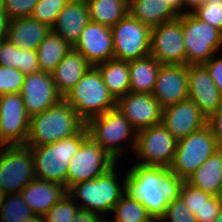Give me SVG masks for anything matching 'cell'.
I'll return each mask as SVG.
<instances>
[{
	"mask_svg": "<svg viewBox=\"0 0 222 222\" xmlns=\"http://www.w3.org/2000/svg\"><path fill=\"white\" fill-rule=\"evenodd\" d=\"M184 182L169 168L135 162L126 171L125 193L143 204L152 217L161 218L168 204L179 198Z\"/></svg>",
	"mask_w": 222,
	"mask_h": 222,
	"instance_id": "1",
	"label": "cell"
},
{
	"mask_svg": "<svg viewBox=\"0 0 222 222\" xmlns=\"http://www.w3.org/2000/svg\"><path fill=\"white\" fill-rule=\"evenodd\" d=\"M117 164L103 175L76 183L67 190L80 209L89 210L104 218L106 213L112 212L113 207L125 193L126 174H123V178L120 176L121 171L116 170L119 168Z\"/></svg>",
	"mask_w": 222,
	"mask_h": 222,
	"instance_id": "2",
	"label": "cell"
},
{
	"mask_svg": "<svg viewBox=\"0 0 222 222\" xmlns=\"http://www.w3.org/2000/svg\"><path fill=\"white\" fill-rule=\"evenodd\" d=\"M89 137L86 125L77 133L60 141L29 147L34 160L35 177L61 184L67 190V173L71 158Z\"/></svg>",
	"mask_w": 222,
	"mask_h": 222,
	"instance_id": "3",
	"label": "cell"
},
{
	"mask_svg": "<svg viewBox=\"0 0 222 222\" xmlns=\"http://www.w3.org/2000/svg\"><path fill=\"white\" fill-rule=\"evenodd\" d=\"M86 123L64 99L30 118L28 147H39L77 134Z\"/></svg>",
	"mask_w": 222,
	"mask_h": 222,
	"instance_id": "4",
	"label": "cell"
},
{
	"mask_svg": "<svg viewBox=\"0 0 222 222\" xmlns=\"http://www.w3.org/2000/svg\"><path fill=\"white\" fill-rule=\"evenodd\" d=\"M63 99L85 123L116 108V99L107 89L96 66H91Z\"/></svg>",
	"mask_w": 222,
	"mask_h": 222,
	"instance_id": "5",
	"label": "cell"
},
{
	"mask_svg": "<svg viewBox=\"0 0 222 222\" xmlns=\"http://www.w3.org/2000/svg\"><path fill=\"white\" fill-rule=\"evenodd\" d=\"M86 127L89 136L116 162L123 158L122 155L128 154L125 153L128 147L134 152L137 131L116 108L91 118ZM122 142L124 144L128 142L125 144L127 146Z\"/></svg>",
	"mask_w": 222,
	"mask_h": 222,
	"instance_id": "6",
	"label": "cell"
},
{
	"mask_svg": "<svg viewBox=\"0 0 222 222\" xmlns=\"http://www.w3.org/2000/svg\"><path fill=\"white\" fill-rule=\"evenodd\" d=\"M186 65H204L222 51V32L197 19L192 13L181 15Z\"/></svg>",
	"mask_w": 222,
	"mask_h": 222,
	"instance_id": "7",
	"label": "cell"
},
{
	"mask_svg": "<svg viewBox=\"0 0 222 222\" xmlns=\"http://www.w3.org/2000/svg\"><path fill=\"white\" fill-rule=\"evenodd\" d=\"M220 149L208 125L177 142L176 152L169 169L186 180L212 154Z\"/></svg>",
	"mask_w": 222,
	"mask_h": 222,
	"instance_id": "8",
	"label": "cell"
},
{
	"mask_svg": "<svg viewBox=\"0 0 222 222\" xmlns=\"http://www.w3.org/2000/svg\"><path fill=\"white\" fill-rule=\"evenodd\" d=\"M32 151L27 145L0 146V191L20 193L35 179Z\"/></svg>",
	"mask_w": 222,
	"mask_h": 222,
	"instance_id": "9",
	"label": "cell"
},
{
	"mask_svg": "<svg viewBox=\"0 0 222 222\" xmlns=\"http://www.w3.org/2000/svg\"><path fill=\"white\" fill-rule=\"evenodd\" d=\"M177 142L162 123L138 131L134 149L136 164L169 168L174 159Z\"/></svg>",
	"mask_w": 222,
	"mask_h": 222,
	"instance_id": "10",
	"label": "cell"
},
{
	"mask_svg": "<svg viewBox=\"0 0 222 222\" xmlns=\"http://www.w3.org/2000/svg\"><path fill=\"white\" fill-rule=\"evenodd\" d=\"M114 59L132 61L150 55L151 28L129 13L113 27Z\"/></svg>",
	"mask_w": 222,
	"mask_h": 222,
	"instance_id": "11",
	"label": "cell"
},
{
	"mask_svg": "<svg viewBox=\"0 0 222 222\" xmlns=\"http://www.w3.org/2000/svg\"><path fill=\"white\" fill-rule=\"evenodd\" d=\"M117 162L90 136L71 158L67 173V190L76 183L103 175Z\"/></svg>",
	"mask_w": 222,
	"mask_h": 222,
	"instance_id": "12",
	"label": "cell"
},
{
	"mask_svg": "<svg viewBox=\"0 0 222 222\" xmlns=\"http://www.w3.org/2000/svg\"><path fill=\"white\" fill-rule=\"evenodd\" d=\"M150 55L160 64L186 65L181 15L151 28Z\"/></svg>",
	"mask_w": 222,
	"mask_h": 222,
	"instance_id": "13",
	"label": "cell"
},
{
	"mask_svg": "<svg viewBox=\"0 0 222 222\" xmlns=\"http://www.w3.org/2000/svg\"><path fill=\"white\" fill-rule=\"evenodd\" d=\"M30 117L20 93L0 95V146L25 145Z\"/></svg>",
	"mask_w": 222,
	"mask_h": 222,
	"instance_id": "14",
	"label": "cell"
},
{
	"mask_svg": "<svg viewBox=\"0 0 222 222\" xmlns=\"http://www.w3.org/2000/svg\"><path fill=\"white\" fill-rule=\"evenodd\" d=\"M20 94L30 118L58 104L63 99L56 89L52 75L43 71L27 74Z\"/></svg>",
	"mask_w": 222,
	"mask_h": 222,
	"instance_id": "15",
	"label": "cell"
},
{
	"mask_svg": "<svg viewBox=\"0 0 222 222\" xmlns=\"http://www.w3.org/2000/svg\"><path fill=\"white\" fill-rule=\"evenodd\" d=\"M116 109L137 132L162 122L163 108L153 94L129 92L116 99Z\"/></svg>",
	"mask_w": 222,
	"mask_h": 222,
	"instance_id": "16",
	"label": "cell"
},
{
	"mask_svg": "<svg viewBox=\"0 0 222 222\" xmlns=\"http://www.w3.org/2000/svg\"><path fill=\"white\" fill-rule=\"evenodd\" d=\"M161 123L179 141L206 126L207 118L188 98L163 108Z\"/></svg>",
	"mask_w": 222,
	"mask_h": 222,
	"instance_id": "17",
	"label": "cell"
},
{
	"mask_svg": "<svg viewBox=\"0 0 222 222\" xmlns=\"http://www.w3.org/2000/svg\"><path fill=\"white\" fill-rule=\"evenodd\" d=\"M73 49L92 66L114 59L111 27L89 21Z\"/></svg>",
	"mask_w": 222,
	"mask_h": 222,
	"instance_id": "18",
	"label": "cell"
},
{
	"mask_svg": "<svg viewBox=\"0 0 222 222\" xmlns=\"http://www.w3.org/2000/svg\"><path fill=\"white\" fill-rule=\"evenodd\" d=\"M152 94L162 108L188 99L187 65L162 64Z\"/></svg>",
	"mask_w": 222,
	"mask_h": 222,
	"instance_id": "19",
	"label": "cell"
},
{
	"mask_svg": "<svg viewBox=\"0 0 222 222\" xmlns=\"http://www.w3.org/2000/svg\"><path fill=\"white\" fill-rule=\"evenodd\" d=\"M187 73L188 98L208 119L222 105V96L204 65H189Z\"/></svg>",
	"mask_w": 222,
	"mask_h": 222,
	"instance_id": "20",
	"label": "cell"
},
{
	"mask_svg": "<svg viewBox=\"0 0 222 222\" xmlns=\"http://www.w3.org/2000/svg\"><path fill=\"white\" fill-rule=\"evenodd\" d=\"M89 21L86 0H69L51 29L73 47Z\"/></svg>",
	"mask_w": 222,
	"mask_h": 222,
	"instance_id": "21",
	"label": "cell"
},
{
	"mask_svg": "<svg viewBox=\"0 0 222 222\" xmlns=\"http://www.w3.org/2000/svg\"><path fill=\"white\" fill-rule=\"evenodd\" d=\"M20 193L36 215H44L67 190L61 184L35 178Z\"/></svg>",
	"mask_w": 222,
	"mask_h": 222,
	"instance_id": "22",
	"label": "cell"
},
{
	"mask_svg": "<svg viewBox=\"0 0 222 222\" xmlns=\"http://www.w3.org/2000/svg\"><path fill=\"white\" fill-rule=\"evenodd\" d=\"M92 65L73 48L51 73L58 93L64 98Z\"/></svg>",
	"mask_w": 222,
	"mask_h": 222,
	"instance_id": "23",
	"label": "cell"
},
{
	"mask_svg": "<svg viewBox=\"0 0 222 222\" xmlns=\"http://www.w3.org/2000/svg\"><path fill=\"white\" fill-rule=\"evenodd\" d=\"M52 29L31 17L10 20L6 39L19 48L35 50Z\"/></svg>",
	"mask_w": 222,
	"mask_h": 222,
	"instance_id": "24",
	"label": "cell"
},
{
	"mask_svg": "<svg viewBox=\"0 0 222 222\" xmlns=\"http://www.w3.org/2000/svg\"><path fill=\"white\" fill-rule=\"evenodd\" d=\"M186 181L213 196H222V148L212 154Z\"/></svg>",
	"mask_w": 222,
	"mask_h": 222,
	"instance_id": "25",
	"label": "cell"
},
{
	"mask_svg": "<svg viewBox=\"0 0 222 222\" xmlns=\"http://www.w3.org/2000/svg\"><path fill=\"white\" fill-rule=\"evenodd\" d=\"M128 13L150 28L179 16L164 0H132L129 2Z\"/></svg>",
	"mask_w": 222,
	"mask_h": 222,
	"instance_id": "26",
	"label": "cell"
},
{
	"mask_svg": "<svg viewBox=\"0 0 222 222\" xmlns=\"http://www.w3.org/2000/svg\"><path fill=\"white\" fill-rule=\"evenodd\" d=\"M161 65L151 55L129 61L130 92L152 94Z\"/></svg>",
	"mask_w": 222,
	"mask_h": 222,
	"instance_id": "27",
	"label": "cell"
},
{
	"mask_svg": "<svg viewBox=\"0 0 222 222\" xmlns=\"http://www.w3.org/2000/svg\"><path fill=\"white\" fill-rule=\"evenodd\" d=\"M109 92L115 99L130 92L129 62L111 59L96 65Z\"/></svg>",
	"mask_w": 222,
	"mask_h": 222,
	"instance_id": "28",
	"label": "cell"
},
{
	"mask_svg": "<svg viewBox=\"0 0 222 222\" xmlns=\"http://www.w3.org/2000/svg\"><path fill=\"white\" fill-rule=\"evenodd\" d=\"M72 48L51 30L36 49L40 71L51 74Z\"/></svg>",
	"mask_w": 222,
	"mask_h": 222,
	"instance_id": "29",
	"label": "cell"
},
{
	"mask_svg": "<svg viewBox=\"0 0 222 222\" xmlns=\"http://www.w3.org/2000/svg\"><path fill=\"white\" fill-rule=\"evenodd\" d=\"M90 21L113 27L128 14L127 0H86Z\"/></svg>",
	"mask_w": 222,
	"mask_h": 222,
	"instance_id": "30",
	"label": "cell"
},
{
	"mask_svg": "<svg viewBox=\"0 0 222 222\" xmlns=\"http://www.w3.org/2000/svg\"><path fill=\"white\" fill-rule=\"evenodd\" d=\"M35 213L23 200L21 193L3 196L0 204V222H25Z\"/></svg>",
	"mask_w": 222,
	"mask_h": 222,
	"instance_id": "31",
	"label": "cell"
},
{
	"mask_svg": "<svg viewBox=\"0 0 222 222\" xmlns=\"http://www.w3.org/2000/svg\"><path fill=\"white\" fill-rule=\"evenodd\" d=\"M113 222H146L152 218L147 209L139 201L124 193L112 212Z\"/></svg>",
	"mask_w": 222,
	"mask_h": 222,
	"instance_id": "32",
	"label": "cell"
},
{
	"mask_svg": "<svg viewBox=\"0 0 222 222\" xmlns=\"http://www.w3.org/2000/svg\"><path fill=\"white\" fill-rule=\"evenodd\" d=\"M68 2L69 0H39L30 17L52 28Z\"/></svg>",
	"mask_w": 222,
	"mask_h": 222,
	"instance_id": "33",
	"label": "cell"
},
{
	"mask_svg": "<svg viewBox=\"0 0 222 222\" xmlns=\"http://www.w3.org/2000/svg\"><path fill=\"white\" fill-rule=\"evenodd\" d=\"M80 207L73 198L65 193L45 214V222H71Z\"/></svg>",
	"mask_w": 222,
	"mask_h": 222,
	"instance_id": "34",
	"label": "cell"
},
{
	"mask_svg": "<svg viewBox=\"0 0 222 222\" xmlns=\"http://www.w3.org/2000/svg\"><path fill=\"white\" fill-rule=\"evenodd\" d=\"M197 19L219 29L222 32V0H205L191 12Z\"/></svg>",
	"mask_w": 222,
	"mask_h": 222,
	"instance_id": "35",
	"label": "cell"
},
{
	"mask_svg": "<svg viewBox=\"0 0 222 222\" xmlns=\"http://www.w3.org/2000/svg\"><path fill=\"white\" fill-rule=\"evenodd\" d=\"M25 76L16 68L0 65V95L20 93Z\"/></svg>",
	"mask_w": 222,
	"mask_h": 222,
	"instance_id": "36",
	"label": "cell"
},
{
	"mask_svg": "<svg viewBox=\"0 0 222 222\" xmlns=\"http://www.w3.org/2000/svg\"><path fill=\"white\" fill-rule=\"evenodd\" d=\"M213 195L190 185L186 180L180 190V198L187 208L194 214L206 204Z\"/></svg>",
	"mask_w": 222,
	"mask_h": 222,
	"instance_id": "37",
	"label": "cell"
},
{
	"mask_svg": "<svg viewBox=\"0 0 222 222\" xmlns=\"http://www.w3.org/2000/svg\"><path fill=\"white\" fill-rule=\"evenodd\" d=\"M161 222H197L195 215L187 208L185 203L179 197L171 201L160 218Z\"/></svg>",
	"mask_w": 222,
	"mask_h": 222,
	"instance_id": "38",
	"label": "cell"
},
{
	"mask_svg": "<svg viewBox=\"0 0 222 222\" xmlns=\"http://www.w3.org/2000/svg\"><path fill=\"white\" fill-rule=\"evenodd\" d=\"M16 69L25 75L40 71L37 52L17 46Z\"/></svg>",
	"mask_w": 222,
	"mask_h": 222,
	"instance_id": "39",
	"label": "cell"
},
{
	"mask_svg": "<svg viewBox=\"0 0 222 222\" xmlns=\"http://www.w3.org/2000/svg\"><path fill=\"white\" fill-rule=\"evenodd\" d=\"M39 0H4V12L10 19L30 17Z\"/></svg>",
	"mask_w": 222,
	"mask_h": 222,
	"instance_id": "40",
	"label": "cell"
},
{
	"mask_svg": "<svg viewBox=\"0 0 222 222\" xmlns=\"http://www.w3.org/2000/svg\"><path fill=\"white\" fill-rule=\"evenodd\" d=\"M222 208V196H212L206 204L194 213L197 222H214Z\"/></svg>",
	"mask_w": 222,
	"mask_h": 222,
	"instance_id": "41",
	"label": "cell"
},
{
	"mask_svg": "<svg viewBox=\"0 0 222 222\" xmlns=\"http://www.w3.org/2000/svg\"><path fill=\"white\" fill-rule=\"evenodd\" d=\"M219 53L221 54L222 52L218 51L212 58H210L204 64V66L209 71L211 78L215 82L216 87L218 88V91L222 96V56L219 57L220 56Z\"/></svg>",
	"mask_w": 222,
	"mask_h": 222,
	"instance_id": "42",
	"label": "cell"
},
{
	"mask_svg": "<svg viewBox=\"0 0 222 222\" xmlns=\"http://www.w3.org/2000/svg\"><path fill=\"white\" fill-rule=\"evenodd\" d=\"M17 46L4 38L0 47V65L16 68Z\"/></svg>",
	"mask_w": 222,
	"mask_h": 222,
	"instance_id": "43",
	"label": "cell"
},
{
	"mask_svg": "<svg viewBox=\"0 0 222 222\" xmlns=\"http://www.w3.org/2000/svg\"><path fill=\"white\" fill-rule=\"evenodd\" d=\"M207 125L222 148V105L207 119Z\"/></svg>",
	"mask_w": 222,
	"mask_h": 222,
	"instance_id": "44",
	"label": "cell"
},
{
	"mask_svg": "<svg viewBox=\"0 0 222 222\" xmlns=\"http://www.w3.org/2000/svg\"><path fill=\"white\" fill-rule=\"evenodd\" d=\"M104 217L85 209H79L71 222H102Z\"/></svg>",
	"mask_w": 222,
	"mask_h": 222,
	"instance_id": "45",
	"label": "cell"
},
{
	"mask_svg": "<svg viewBox=\"0 0 222 222\" xmlns=\"http://www.w3.org/2000/svg\"><path fill=\"white\" fill-rule=\"evenodd\" d=\"M10 20L4 11H0V38H6Z\"/></svg>",
	"mask_w": 222,
	"mask_h": 222,
	"instance_id": "46",
	"label": "cell"
},
{
	"mask_svg": "<svg viewBox=\"0 0 222 222\" xmlns=\"http://www.w3.org/2000/svg\"><path fill=\"white\" fill-rule=\"evenodd\" d=\"M204 2L205 0H183V14L193 12L196 8L201 6Z\"/></svg>",
	"mask_w": 222,
	"mask_h": 222,
	"instance_id": "47",
	"label": "cell"
},
{
	"mask_svg": "<svg viewBox=\"0 0 222 222\" xmlns=\"http://www.w3.org/2000/svg\"><path fill=\"white\" fill-rule=\"evenodd\" d=\"M178 14H183V0H164Z\"/></svg>",
	"mask_w": 222,
	"mask_h": 222,
	"instance_id": "48",
	"label": "cell"
},
{
	"mask_svg": "<svg viewBox=\"0 0 222 222\" xmlns=\"http://www.w3.org/2000/svg\"><path fill=\"white\" fill-rule=\"evenodd\" d=\"M25 222H45L44 215H34Z\"/></svg>",
	"mask_w": 222,
	"mask_h": 222,
	"instance_id": "49",
	"label": "cell"
},
{
	"mask_svg": "<svg viewBox=\"0 0 222 222\" xmlns=\"http://www.w3.org/2000/svg\"><path fill=\"white\" fill-rule=\"evenodd\" d=\"M214 222H222V208H221L219 215L214 220Z\"/></svg>",
	"mask_w": 222,
	"mask_h": 222,
	"instance_id": "50",
	"label": "cell"
},
{
	"mask_svg": "<svg viewBox=\"0 0 222 222\" xmlns=\"http://www.w3.org/2000/svg\"><path fill=\"white\" fill-rule=\"evenodd\" d=\"M146 222H161V219L160 218H157V217H152L151 219H149L148 221Z\"/></svg>",
	"mask_w": 222,
	"mask_h": 222,
	"instance_id": "51",
	"label": "cell"
},
{
	"mask_svg": "<svg viewBox=\"0 0 222 222\" xmlns=\"http://www.w3.org/2000/svg\"><path fill=\"white\" fill-rule=\"evenodd\" d=\"M0 11H4V0H0Z\"/></svg>",
	"mask_w": 222,
	"mask_h": 222,
	"instance_id": "52",
	"label": "cell"
},
{
	"mask_svg": "<svg viewBox=\"0 0 222 222\" xmlns=\"http://www.w3.org/2000/svg\"><path fill=\"white\" fill-rule=\"evenodd\" d=\"M3 194H2V192L0 191V204L2 203V200H3Z\"/></svg>",
	"mask_w": 222,
	"mask_h": 222,
	"instance_id": "53",
	"label": "cell"
},
{
	"mask_svg": "<svg viewBox=\"0 0 222 222\" xmlns=\"http://www.w3.org/2000/svg\"><path fill=\"white\" fill-rule=\"evenodd\" d=\"M102 222H113V221L112 220L110 221L109 219L106 220V217H105Z\"/></svg>",
	"mask_w": 222,
	"mask_h": 222,
	"instance_id": "54",
	"label": "cell"
},
{
	"mask_svg": "<svg viewBox=\"0 0 222 222\" xmlns=\"http://www.w3.org/2000/svg\"><path fill=\"white\" fill-rule=\"evenodd\" d=\"M3 39H4V38H0V47H1V42H2Z\"/></svg>",
	"mask_w": 222,
	"mask_h": 222,
	"instance_id": "55",
	"label": "cell"
}]
</instances>
